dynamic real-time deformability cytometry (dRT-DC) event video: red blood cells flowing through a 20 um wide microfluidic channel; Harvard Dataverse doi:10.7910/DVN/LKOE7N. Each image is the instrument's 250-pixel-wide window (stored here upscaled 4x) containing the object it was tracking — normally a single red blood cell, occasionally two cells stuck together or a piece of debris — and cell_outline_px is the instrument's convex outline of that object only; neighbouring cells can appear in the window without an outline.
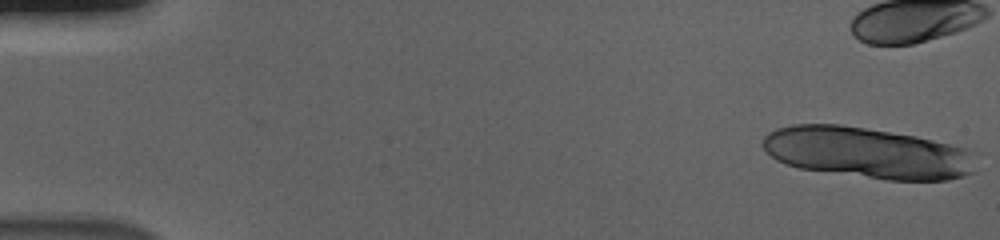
{"species": "human", "species_latin": "Homo sapiens", "temperature_condition": "cold", "stored_images_in_passage": 40, "camera_frame_rate_fps": 3000, "um_per_image_px": 0.085, "donor": {"sex": "male"}, "frame": {"image": 1, "passage_image": 1, "time_ms": 0.0, "image_size_px": [1000, 240], "cell_outline_px": [[980, 152], [976, 172], [964, 176], [948, 180], [888, 180], [800, 168], [784, 164], [776, 160], [760, 144], [764, 136], [768, 132], [776, 128], [792, 124], [840, 124], [916, 136], [968, 148]], "centroid_in_image_um": [73.82, 12.99], "position_along_channel_um": 11.2, "area_um2": 64.39}}
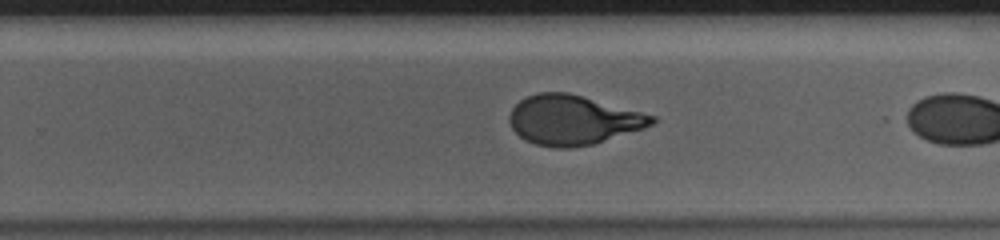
{"frame": {"image": 2, "passage_image": 34, "time_ms": 11.0, "image_size_px": [1000, 240], "cell_outline_px": [[656, 120], [652, 124], [644, 128], [592, 144], [572, 148], [552, 148], [536, 144], [524, 140], [512, 128], [508, 120], [508, 116], [512, 108], [520, 100], [528, 96], [540, 92], [568, 92], [656, 116]], "centroid_in_image_um": [48.67, 10.2], "position_along_channel_um": 281.1, "area_um2": 40.98}}